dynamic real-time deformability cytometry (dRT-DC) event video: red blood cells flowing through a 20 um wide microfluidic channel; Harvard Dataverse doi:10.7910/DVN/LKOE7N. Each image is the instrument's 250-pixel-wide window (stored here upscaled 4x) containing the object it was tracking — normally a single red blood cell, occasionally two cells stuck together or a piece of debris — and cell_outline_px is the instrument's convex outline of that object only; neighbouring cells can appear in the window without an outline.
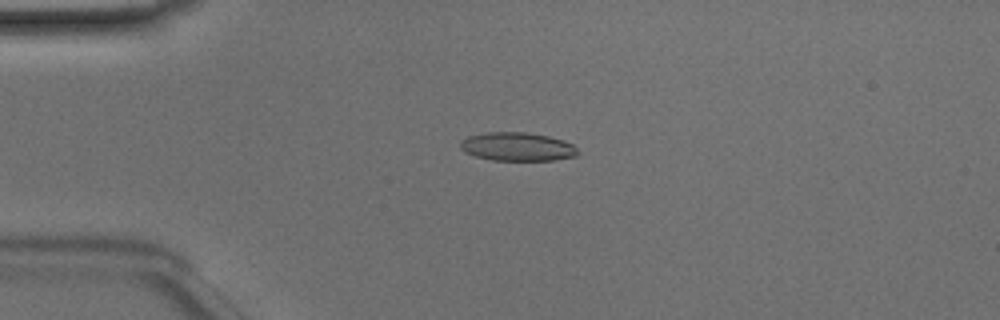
{"species": "Egyptian fruit bat (a non-hibernating species)", "species_latin": "Rousettus aegyptiacus", "temperature_condition": "room temperature", "stored_images_in_passage": 49, "camera_frame_rate_fps": 3000, "um_per_image_px": 0.085, "animal": {"sex": "male"}, "frame": {"image": 1, "passage_image": 12, "time_ms": 3.667, "image_size_px": [1000, 320], "cell_outline_px": [[576, 156], [556, 160], [492, 160], [476, 156], [464, 152], [460, 148], [460, 140], [468, 136], [488, 132], [524, 132], [548, 136], [564, 140], [572, 144], [576, 148]], "centroid_in_image_um": [43.94, 12.46], "position_along_channel_um": 41.1, "area_um2": 19.48}}
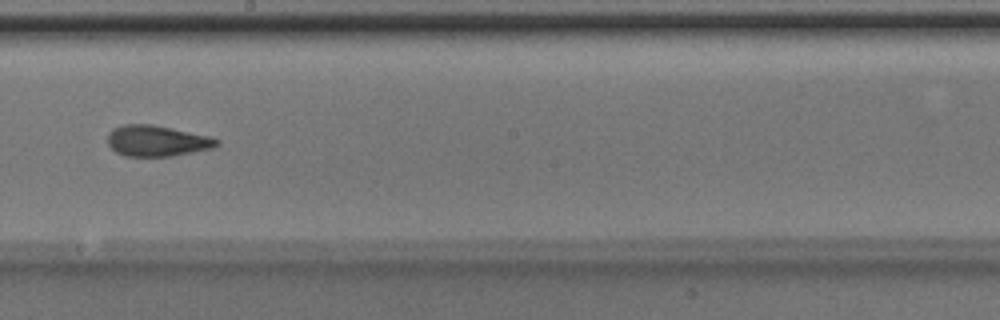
{"frame": {"image": 2, "passage_image": 28, "time_ms": 9.0, "image_size_px": [1000, 320], "cell_outline_px": [[220, 144], [212, 148], [172, 156], [124, 156], [116, 152], [108, 144], [108, 132], [112, 128], [124, 124], [152, 124], [172, 128], [208, 136], [220, 140]], "centroid_in_image_um": [13.31, 11.97], "position_along_channel_um": 234.9, "area_um2": 19.65}}
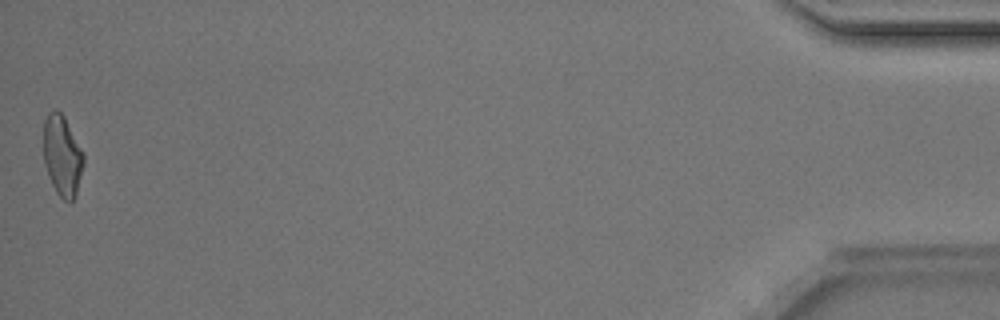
{"frame": {"image": 3, "passage_image": 49, "time_ms": 16.0, "image_size_px": [1000, 320], "cell_outline_px": [[84, 164], [76, 196], [68, 204], [56, 192], [48, 176], [44, 164], [44, 120], [48, 112], [56, 108], [64, 116], [84, 152]], "centroid_in_image_um": [5.3, 13.24], "position_along_channel_um": 429.9, "area_um2": 19.13}, "authors_computed_cell_mechanics": {"area_um2": 19.4786, "velocity_mm_per_s": 4.1455, "shape_relaxation_time_tau1_ms": 5.8443, "shape_relaxation_time_tau2_ms": 1.8056, "deformation_change_tau1": 0.1602, "deformation_change_tau2": 0.0904}}